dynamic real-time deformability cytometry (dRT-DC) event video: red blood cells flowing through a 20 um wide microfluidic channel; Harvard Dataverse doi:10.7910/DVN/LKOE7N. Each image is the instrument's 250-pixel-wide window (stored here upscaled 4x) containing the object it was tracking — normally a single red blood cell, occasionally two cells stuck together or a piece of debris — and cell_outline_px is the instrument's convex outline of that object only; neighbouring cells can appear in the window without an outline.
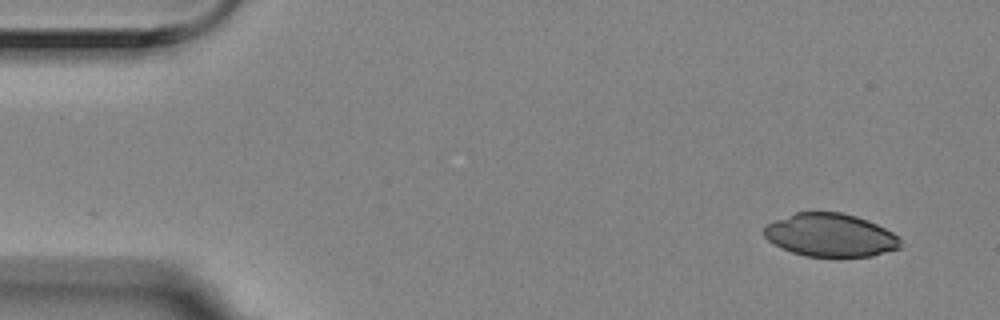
{"species": "Egyptian fruit bat (a non-hibernating species)", "species_latin": "Rousettus aegyptiacus", "temperature_condition": "room temperature", "stored_images_in_passage": 9, "camera_frame_rate_fps": 3000, "um_per_image_px": 0.085, "animal": {"sex": "female"}, "frame": {"image": 1, "passage_image": 1, "time_ms": 0.0, "image_size_px": [1000, 320], "cell_outline_px": [[900, 248], [872, 256], [804, 256], [792, 252], [768, 240], [764, 236], [764, 228], [768, 224], [776, 220], [796, 212], [840, 212], [856, 216], [868, 220], [900, 236]], "centroid_in_image_um": [70.61, 19.98], "position_along_channel_um": 14.4, "area_um2": 33.99}}